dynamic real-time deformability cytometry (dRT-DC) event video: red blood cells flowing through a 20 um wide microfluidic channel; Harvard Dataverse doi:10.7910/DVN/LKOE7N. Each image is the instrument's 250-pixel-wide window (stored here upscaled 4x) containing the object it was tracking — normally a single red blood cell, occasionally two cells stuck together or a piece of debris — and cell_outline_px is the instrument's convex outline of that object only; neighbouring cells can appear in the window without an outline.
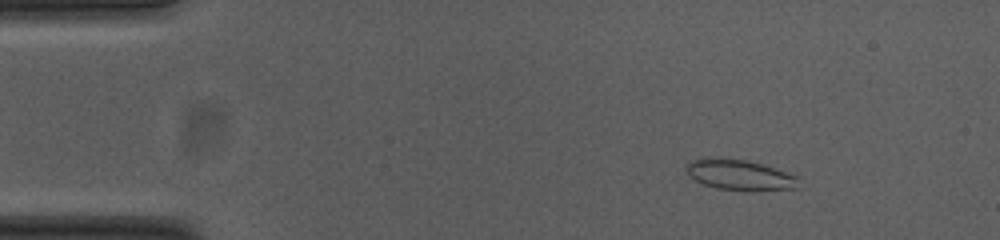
{"species": "common noctule bat (a hibernating species)", "species_latin": "Nyctalus noctula", "temperature_condition": "cold", "stored_images_in_passage": 49, "camera_frame_rate_fps": 3000, "um_per_image_px": 0.085, "animal": {"sex": "female", "body_mass_g": 23.0, "forearm_length_mm": 53.4}, "frame": {"image": 1, "passage_image": 2, "time_ms": 0.333, "image_size_px": [1000, 240], "cell_outline_px": [[800, 188], [716, 188], [704, 184], [688, 176], [688, 164], [692, 160], [704, 156], [744, 160], [760, 164], [788, 172], [800, 176]], "centroid_in_image_um": [62.87, 14.81], "position_along_channel_um": 22.1, "area_um2": 19.19}}
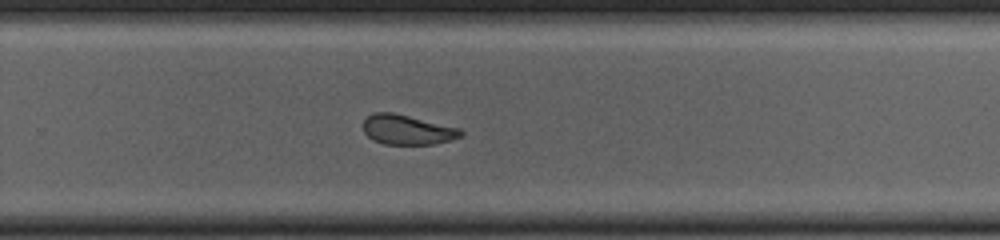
{"frame": {"image": 2, "passage_image": 30, "time_ms": 9.667, "image_size_px": [1000, 240], "cell_outline_px": [[464, 136], [452, 140], [432, 144], [384, 144], [372, 140], [364, 132], [364, 120], [368, 116], [376, 112], [392, 112], [460, 128], [464, 132]], "centroid_in_image_um": [34.65, 11.03], "position_along_channel_um": 295.1, "area_um2": 16.94}}
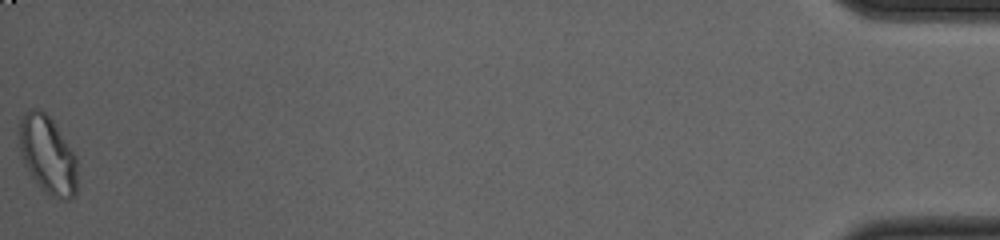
{"frame": {"image": 3, "passage_image": 49, "time_ms": 16.0, "image_size_px": [1000, 240], "cell_outline_px": [[76, 192], [68, 200], [60, 200], [48, 196], [32, 176], [24, 164], [20, 156], [20, 120], [32, 108], [40, 108], [52, 120], [76, 156]], "centroid_in_image_um": [4.05, 13.2], "position_along_channel_um": 431.1, "area_um2": 26.07}, "authors_computed_cell_mechanics": {"area_um2": 18.496, "velocity_mm_per_s": 3.743, "shape_relaxation_time_tau1_ms": null, "shape_relaxation_time_tau2_ms": 1.2435, "deformation_change_tau1": null, "deformation_change_tau2": 0.0519}}